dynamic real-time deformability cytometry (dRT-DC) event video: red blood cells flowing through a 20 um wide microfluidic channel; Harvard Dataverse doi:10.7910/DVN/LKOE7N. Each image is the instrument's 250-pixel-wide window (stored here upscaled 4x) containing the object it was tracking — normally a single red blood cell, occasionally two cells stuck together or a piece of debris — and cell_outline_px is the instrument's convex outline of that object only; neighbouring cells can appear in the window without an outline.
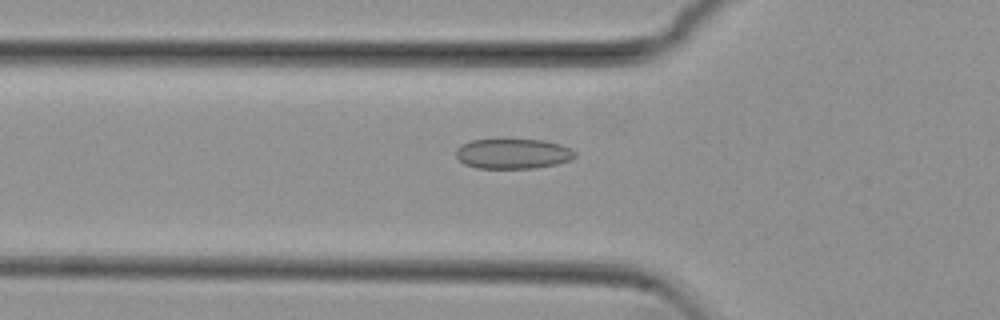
{"species": "common noctule bat (a hibernating species)", "species_latin": "Nyctalus noctula", "temperature_condition": "cold", "stored_images_in_passage": 53, "camera_frame_rate_fps": 3000, "um_per_image_px": 0.085, "animal": {"sex": "female", "body_mass_g": 29.2, "forearm_length_mm": 56.3}, "frame": {"image": 1, "passage_image": 18, "time_ms": 5.667, "image_size_px": [1000, 320], "cell_outline_px": [[576, 156], [568, 160], [556, 164], [532, 168], [476, 168], [464, 164], [456, 156], [456, 148], [460, 144], [472, 140], [496, 136], [504, 136], [544, 140], [560, 144], [576, 152]], "centroid_in_image_um": [43.53, 13.0], "position_along_channel_um": 82.3, "area_um2": 21.85}}
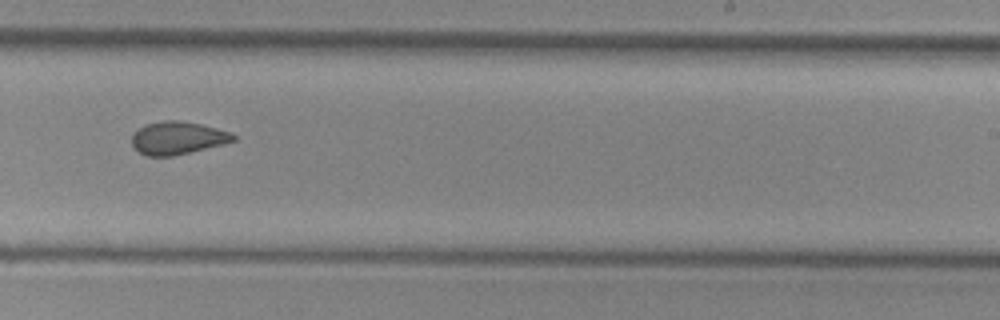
{"frame": {"image": 2, "passage_image": 33, "time_ms": 10.667, "image_size_px": [1000, 320], "cell_outline_px": [[236, 140], [224, 144], [172, 156], [148, 156], [132, 148], [132, 136], [144, 124], [164, 120], [176, 120], [200, 124], [232, 132], [236, 136]], "centroid_in_image_um": [15.1, 11.73], "position_along_channel_um": 273.9, "area_um2": 19.36}}
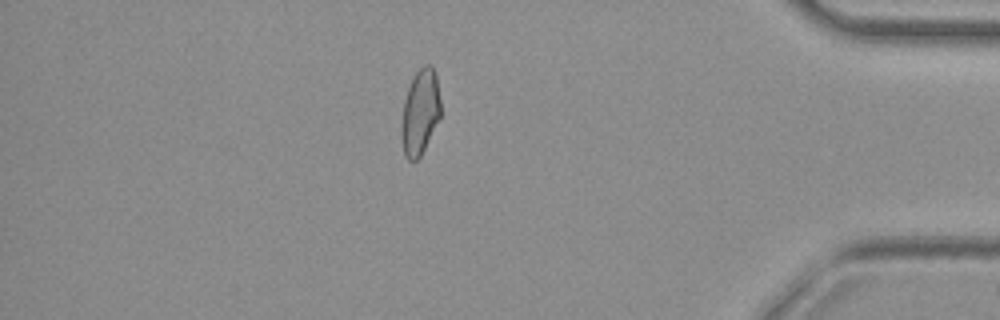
{"frame": {"image": 3, "passage_image": 46, "time_ms": 15.0, "image_size_px": [1000, 320], "cell_outline_px": [[440, 116], [420, 156], [416, 160], [408, 160], [404, 156], [400, 140], [400, 128], [404, 100], [412, 76], [424, 64], [432, 64], [436, 72], [440, 100]], "centroid_in_image_um": [35.68, 9.51], "position_along_channel_um": 399.5, "area_um2": 19.71}, "authors_computed_cell_mechanics": {"area_um2": 20.4034, "velocity_mm_per_s": 3.8222, "shape_relaxation_time_tau1_ms": null, "shape_relaxation_time_tau2_ms": 1.9046, "deformation_change_tau1": null, "deformation_change_tau2": 0.0668}}